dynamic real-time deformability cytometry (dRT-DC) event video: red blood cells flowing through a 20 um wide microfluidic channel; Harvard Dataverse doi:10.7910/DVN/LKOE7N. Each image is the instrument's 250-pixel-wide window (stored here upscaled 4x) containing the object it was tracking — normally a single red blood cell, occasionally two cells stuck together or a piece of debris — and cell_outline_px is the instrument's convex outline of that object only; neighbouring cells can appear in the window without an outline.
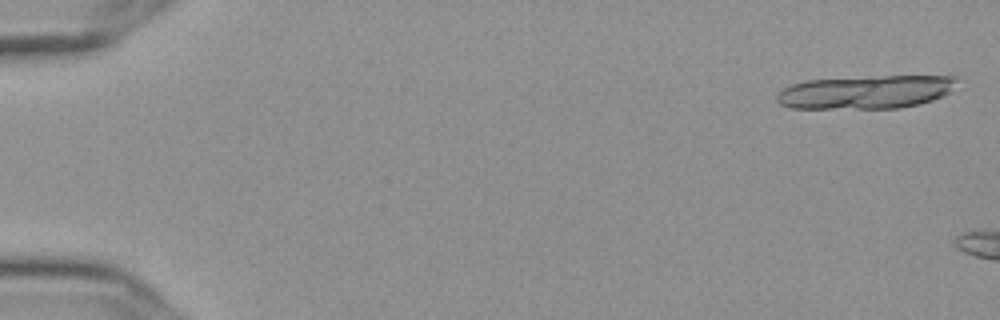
{"species": "Egyptian fruit bat (a non-hibernating species)", "species_latin": "Rousettus aegyptiacus", "temperature_condition": "cold", "stored_images_in_passage": 11, "camera_frame_rate_fps": 3000, "um_per_image_px": 0.085, "frame": {"image": 1, "passage_image": 2, "time_ms": 0.333, "image_size_px": [1000, 320], "cell_outline_px": [[956, 80], [948, 92], [932, 100], [900, 108], [792, 108], [780, 104], [776, 100], [776, 96], [784, 88], [792, 84], [804, 80], [868, 76], [956, 76]], "centroid_in_image_um": [73.52, 7.81], "position_along_channel_um": 11.5, "area_um2": 34.74}}